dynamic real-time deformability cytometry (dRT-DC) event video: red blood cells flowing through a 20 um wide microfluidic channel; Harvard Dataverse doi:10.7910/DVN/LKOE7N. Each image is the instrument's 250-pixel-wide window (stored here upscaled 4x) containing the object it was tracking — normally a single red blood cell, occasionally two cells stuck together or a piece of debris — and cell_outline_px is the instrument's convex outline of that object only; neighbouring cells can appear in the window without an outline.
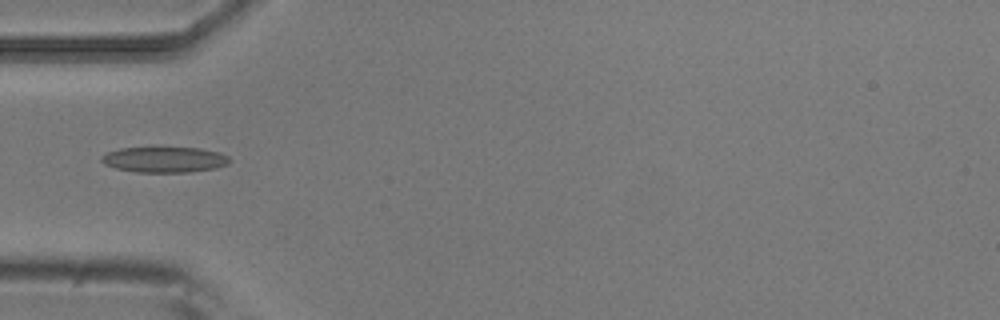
{"species": "common noctule bat (a hibernating species)", "species_latin": "Nyctalus noctula", "temperature_condition": "room temperature", "stored_images_in_passage": 5, "camera_frame_rate_fps": 3000, "um_per_image_px": 0.085, "animal": {"sex": "male", "body_mass_g": 20.5, "forearm_length_mm": 52.5}, "frame": {"image": 1, "passage_image": 3, "time_ms": 0.667, "image_size_px": [1000, 320], "cell_outline_px": [[228, 164], [216, 168], [188, 172], [136, 172], [116, 168], [104, 164], [100, 160], [100, 156], [108, 152], [120, 148], [156, 144], [200, 148], [220, 152], [228, 156]], "centroid_in_image_um": [13.94, 13.5], "position_along_channel_um": 71.1, "area_um2": 20.17}}
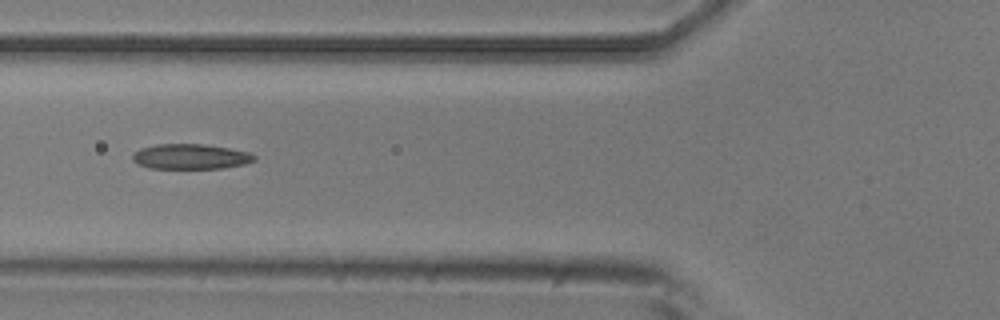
{"frame": {"image": 2, "passage_image": 4, "time_ms": 1.0, "image_size_px": [1000, 320], "cell_outline_px": [[256, 160], [244, 164], [220, 168], [148, 168], [136, 164], [132, 160], [132, 156], [140, 148], [156, 144], [204, 144], [228, 148], [248, 152], [256, 156]], "centroid_in_image_um": [16.17, 13.31], "position_along_channel_um": 109.6, "area_um2": 17.8}}
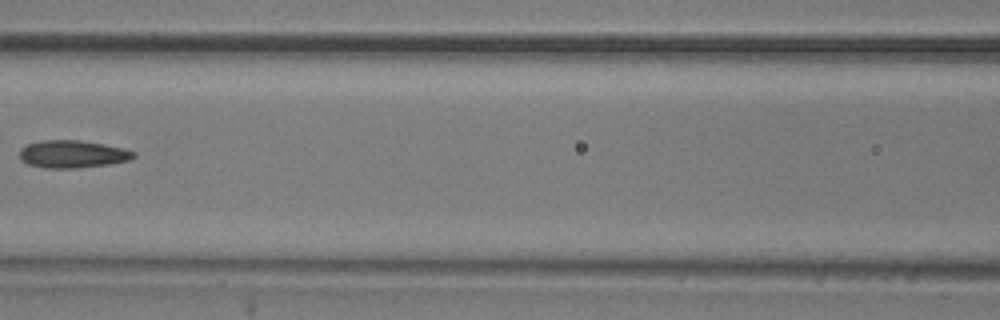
{"frame": {"image": 3, "passage_image": 5, "time_ms": 1.333, "image_size_px": [1000, 320], "cell_outline_px": [[136, 156], [128, 160], [108, 164], [76, 168], [44, 168], [28, 164], [20, 160], [20, 148], [28, 144], [44, 140], [76, 140], [104, 144], [124, 148], [136, 152]], "centroid_in_image_um": [6.16, 13.1], "position_along_channel_um": 160.4, "area_um2": 18.26}}